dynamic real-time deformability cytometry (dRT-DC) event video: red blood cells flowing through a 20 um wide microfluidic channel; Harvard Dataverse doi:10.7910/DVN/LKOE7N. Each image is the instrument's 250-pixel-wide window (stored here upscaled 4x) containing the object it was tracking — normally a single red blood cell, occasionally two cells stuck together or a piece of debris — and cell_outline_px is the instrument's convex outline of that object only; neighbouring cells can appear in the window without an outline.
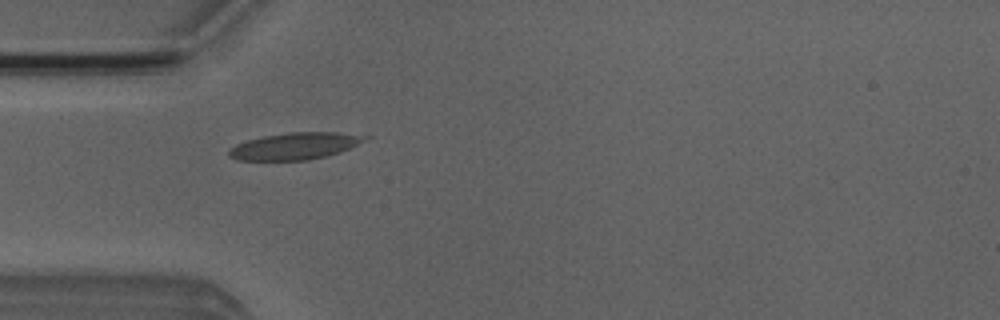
{"species": "Egyptian fruit bat (a non-hibernating species)", "species_latin": "Rousettus aegyptiacus", "temperature_condition": "room temperature", "stored_images_in_passage": 2, "camera_frame_rate_fps": 3000, "um_per_image_px": 0.085, "animal": {"sex": "male"}, "frame": {"image": 1, "passage_image": 1, "time_ms": 0.0, "image_size_px": [1000, 320], "cell_outline_px": [[372, 136], [348, 148], [324, 156], [308, 160], [236, 160], [228, 156], [228, 148], [236, 144], [248, 140], [264, 136], [288, 132], [336, 132]], "centroid_in_image_um": [24.99, 12.41], "position_along_channel_um": 60.0, "area_um2": 21.04}}